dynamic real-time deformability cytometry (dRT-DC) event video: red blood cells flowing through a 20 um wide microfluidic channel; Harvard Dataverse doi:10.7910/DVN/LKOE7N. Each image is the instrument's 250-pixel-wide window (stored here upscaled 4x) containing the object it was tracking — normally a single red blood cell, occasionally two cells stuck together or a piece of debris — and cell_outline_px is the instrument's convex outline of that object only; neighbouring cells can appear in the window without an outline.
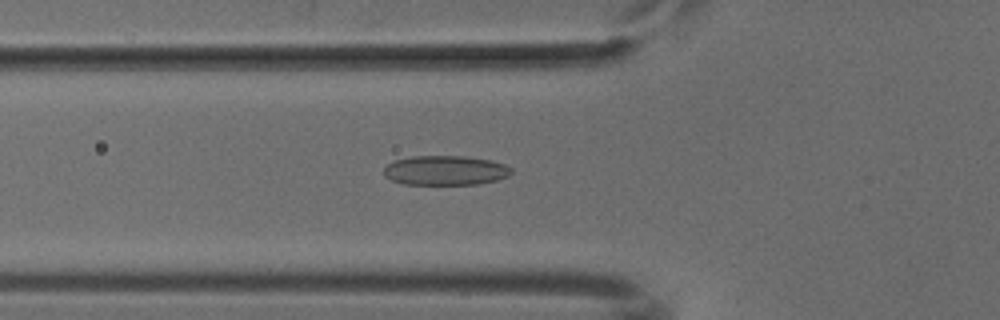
{"species": "common noctule bat (a hibernating species)", "species_latin": "Nyctalus noctula", "temperature_condition": "cold", "stored_images_in_passage": 48, "camera_frame_rate_fps": 3000, "um_per_image_px": 0.085, "animal": {"sex": "male", "body_mass_g": 18.8}, "frame": {"image": 1, "passage_image": 14, "time_ms": 4.333, "image_size_px": [1000, 320], "cell_outline_px": [[512, 172], [508, 176], [496, 180], [480, 184], [404, 184], [392, 180], [384, 176], [384, 168], [388, 164], [396, 160], [412, 156], [464, 156], [492, 160], [504, 164], [512, 168]], "centroid_in_image_um": [37.87, 14.48], "position_along_channel_um": 87.9, "area_um2": 21.96}}
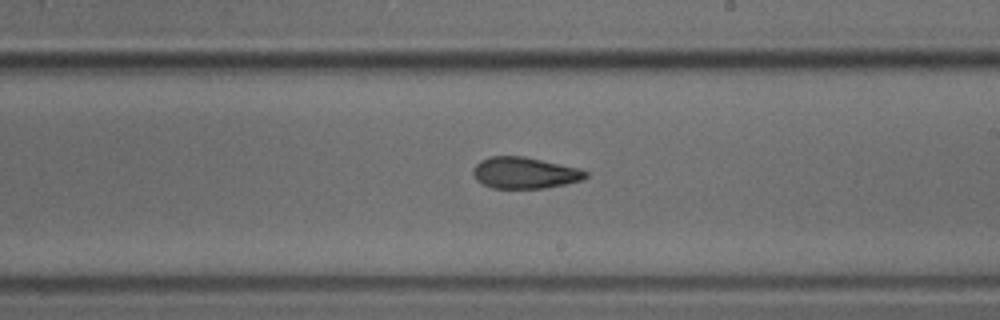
{"frame": {"image": 2, "passage_image": 26, "time_ms": 8.333, "image_size_px": [1000, 320], "cell_outline_px": [[588, 176], [580, 180], [564, 184], [544, 188], [492, 188], [476, 180], [472, 172], [472, 168], [480, 160], [492, 156], [524, 156], [580, 168], [588, 172]], "centroid_in_image_um": [44.58, 14.68], "position_along_channel_um": 244.4, "area_um2": 20.58}}
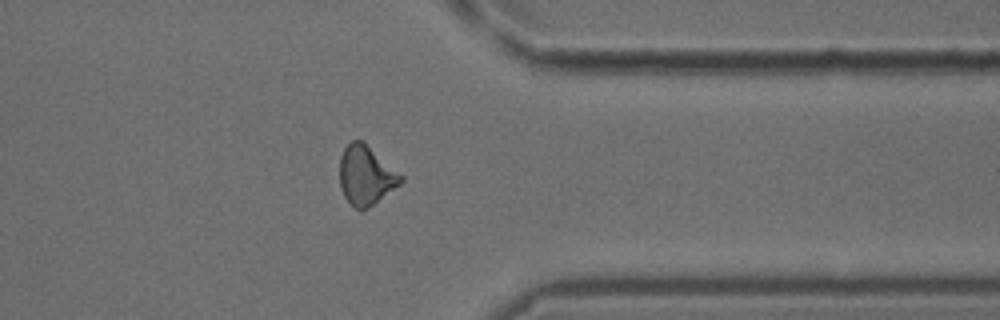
{"frame": {"image": 3, "passage_image": 37, "time_ms": 12.0, "image_size_px": [1000, 320], "cell_outline_px": [[404, 180], [400, 184], [368, 208], [356, 208], [344, 196], [340, 188], [340, 156], [344, 148], [352, 140], [360, 140], [404, 176]], "centroid_in_image_um": [31.1, 14.9], "position_along_channel_um": 380.3, "area_um2": 20.63}}